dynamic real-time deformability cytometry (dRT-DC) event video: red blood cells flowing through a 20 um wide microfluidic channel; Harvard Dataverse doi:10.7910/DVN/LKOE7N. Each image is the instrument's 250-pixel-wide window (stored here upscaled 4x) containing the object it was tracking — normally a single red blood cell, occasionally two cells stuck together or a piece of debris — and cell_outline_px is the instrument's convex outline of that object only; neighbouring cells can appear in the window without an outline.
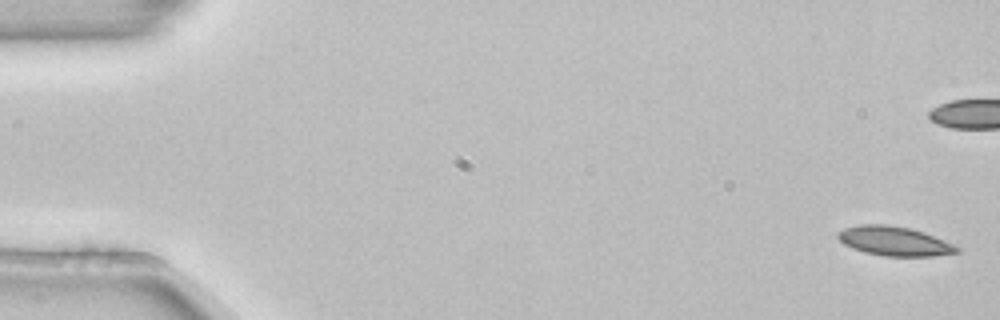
{"species": "common noctule bat (a hibernating species)", "species_latin": "Nyctalus noctula", "temperature_condition": "room temperature", "stored_images_in_passage": 6, "camera_frame_rate_fps": 3000, "um_per_image_px": 0.085, "animal": {"sex": "female", "body_mass_g": 22.7, "forearm_length_mm": 54.2}, "frame": {"image": 1, "passage_image": 1, "time_ms": 0.0, "image_size_px": [1000, 320], "cell_outline_px": [[960, 252], [932, 256], [884, 256], [864, 252], [852, 248], [844, 244], [836, 236], [836, 232], [844, 228], [856, 224], [888, 224], [908, 228], [924, 232], [952, 244], [960, 248]], "centroid_in_image_um": [75.97, 20.49], "position_along_channel_um": 9.0, "area_um2": 20.35}}
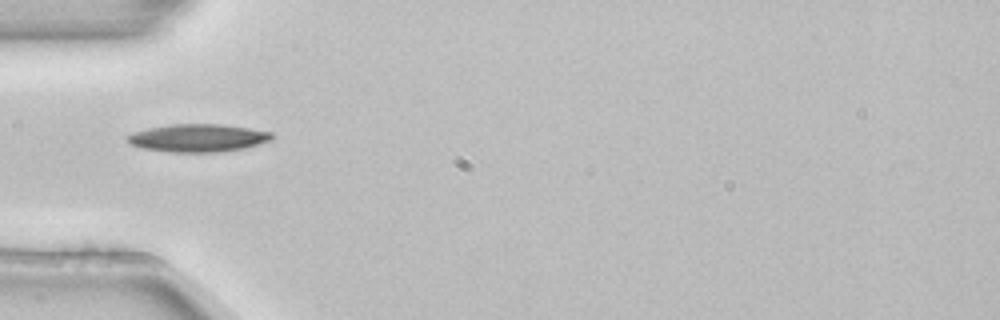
{"frame": {"image": 2, "passage_image": 5, "time_ms": 1.333, "image_size_px": [1000, 320], "cell_outline_px": [[272, 140], [244, 148], [220, 152], [168, 152], [140, 148], [132, 144], [124, 136], [132, 132], [148, 128], [172, 124], [220, 124], [248, 128], [272, 132]], "centroid_in_image_um": [16.79, 11.73], "position_along_channel_um": 68.2, "area_um2": 23.47}}